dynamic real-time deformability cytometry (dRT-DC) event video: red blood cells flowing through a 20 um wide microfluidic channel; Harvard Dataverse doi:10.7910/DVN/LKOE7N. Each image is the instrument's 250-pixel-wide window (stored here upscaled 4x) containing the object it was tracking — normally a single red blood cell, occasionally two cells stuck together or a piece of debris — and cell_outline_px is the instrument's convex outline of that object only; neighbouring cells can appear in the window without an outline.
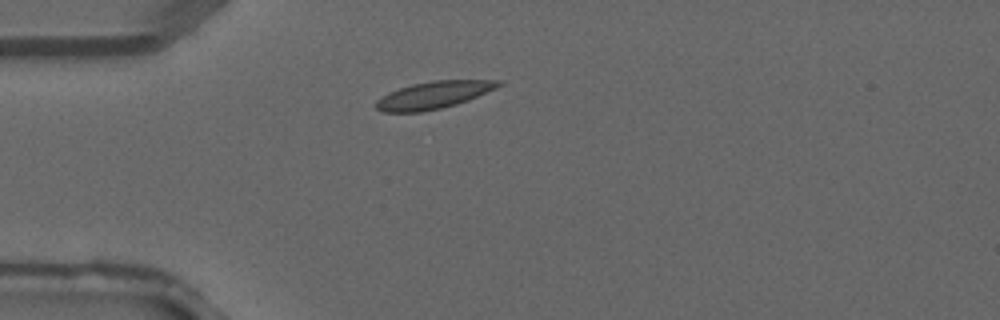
{"species": "common noctule bat (a hibernating species)", "species_latin": "Nyctalus noctula", "temperature_condition": "warm", "stored_images_in_passage": 1, "camera_frame_rate_fps": 3000, "um_per_image_px": 0.085, "animal": {"sex": "male", "forearm_length_mm": 52.5}, "frame": {"image": 1, "passage_image": 1, "time_ms": 0.0, "image_size_px": [1000, 320], "cell_outline_px": [[504, 84], [496, 88], [468, 100], [456, 104], [440, 108], [420, 112], [384, 112], [376, 108], [376, 100], [388, 92], [412, 84], [436, 80], [500, 80]], "centroid_in_image_um": [36.86, 8.07], "position_along_channel_um": 48.1, "area_um2": 19.31}}